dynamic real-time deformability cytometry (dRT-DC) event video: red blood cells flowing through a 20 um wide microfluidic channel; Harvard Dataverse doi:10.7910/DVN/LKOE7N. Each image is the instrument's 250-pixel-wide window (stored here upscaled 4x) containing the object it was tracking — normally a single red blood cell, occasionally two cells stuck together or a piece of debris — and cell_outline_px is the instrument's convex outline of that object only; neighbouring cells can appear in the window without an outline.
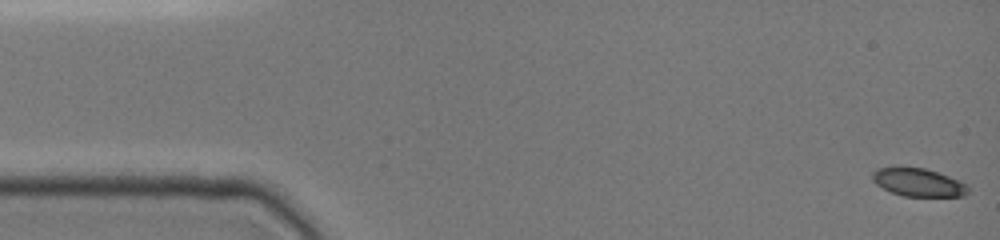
{"species": "common noctule bat (a hibernating species)", "species_latin": "Nyctalus noctula", "temperature_condition": "cold", "stored_images_in_passage": 22, "camera_frame_rate_fps": 3000, "um_per_image_px": 0.085, "animal": {"sex": "female", "body_mass_g": 19.0, "forearm_length_mm": 51.5}, "frame": {"image": 1, "passage_image": 1, "time_ms": 0.0, "image_size_px": [1000, 240], "cell_outline_px": [[968, 192], [964, 196], [904, 196], [892, 192], [876, 184], [872, 180], [872, 172], [876, 168], [924, 168], [948, 176], [968, 184]], "centroid_in_image_um": [78.07, 15.51], "position_along_channel_um": 6.9, "area_um2": 15.37}}
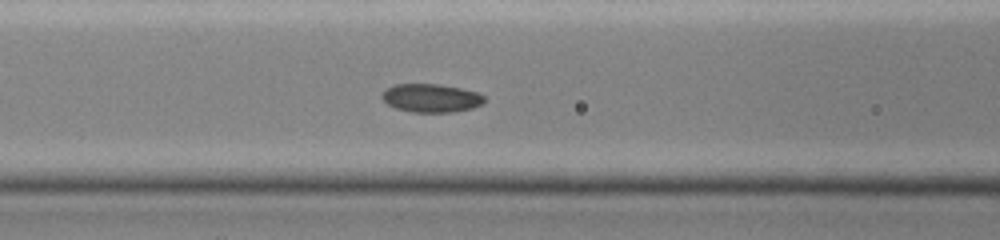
{"frame": {"image": 2, "passage_image": 19, "time_ms": 6.333, "image_size_px": [1000, 240], "cell_outline_px": [[484, 100], [480, 104], [472, 108], [452, 112], [412, 112], [396, 108], [388, 104], [380, 96], [388, 88], [396, 84], [440, 84], [480, 92], [484, 96]], "centroid_in_image_um": [36.66, 8.33], "position_along_channel_um": 129.9, "area_um2": 16.82}}
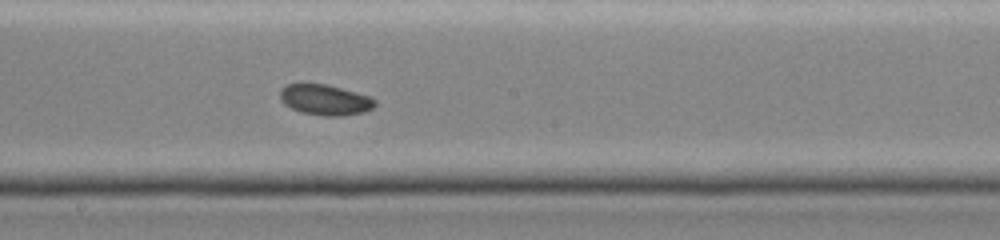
{"frame": {"image": 3, "passage_image": 22, "time_ms": 8.667, "image_size_px": [1000, 240], "cell_outline_px": [[376, 104], [372, 108], [364, 112], [340, 116], [324, 116], [300, 112], [284, 104], [280, 100], [280, 88], [288, 84], [324, 84], [372, 96], [376, 100]], "centroid_in_image_um": [27.64, 8.49], "position_along_channel_um": 220.6, "area_um2": 16.94}}